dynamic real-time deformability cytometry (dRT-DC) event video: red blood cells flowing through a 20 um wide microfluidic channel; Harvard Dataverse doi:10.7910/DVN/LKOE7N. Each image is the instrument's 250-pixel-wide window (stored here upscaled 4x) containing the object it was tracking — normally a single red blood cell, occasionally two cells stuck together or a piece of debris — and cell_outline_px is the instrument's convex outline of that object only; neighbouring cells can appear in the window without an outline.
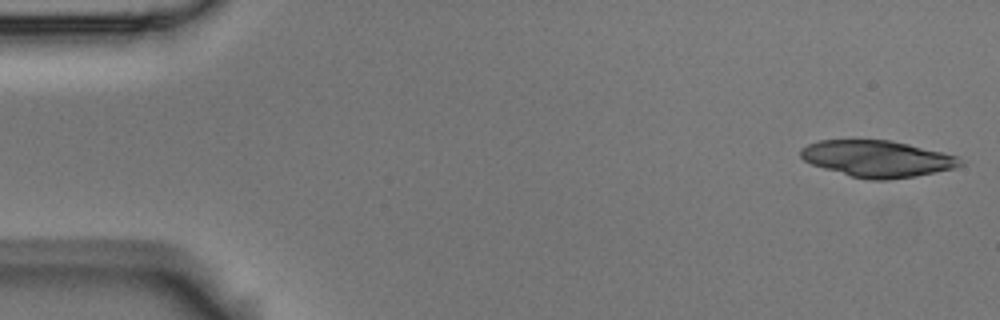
{"species": "Egyptian fruit bat (a non-hibernating species)", "species_latin": "Rousettus aegyptiacus", "temperature_condition": "room temperature", "stored_images_in_passage": 9, "camera_frame_rate_fps": 3000, "um_per_image_px": 0.085, "animal": {"sex": "male"}, "frame": {"image": 1, "passage_image": 1, "time_ms": 0.0, "image_size_px": [1000, 320], "cell_outline_px": [[964, 164], [952, 168], [916, 176], [888, 180], [872, 180], [852, 176], [824, 168], [812, 164], [804, 160], [800, 156], [800, 148], [808, 144], [820, 140], [892, 140], [960, 156]], "centroid_in_image_um": [74.58, 13.48], "position_along_channel_um": 10.4, "area_um2": 33.87}}